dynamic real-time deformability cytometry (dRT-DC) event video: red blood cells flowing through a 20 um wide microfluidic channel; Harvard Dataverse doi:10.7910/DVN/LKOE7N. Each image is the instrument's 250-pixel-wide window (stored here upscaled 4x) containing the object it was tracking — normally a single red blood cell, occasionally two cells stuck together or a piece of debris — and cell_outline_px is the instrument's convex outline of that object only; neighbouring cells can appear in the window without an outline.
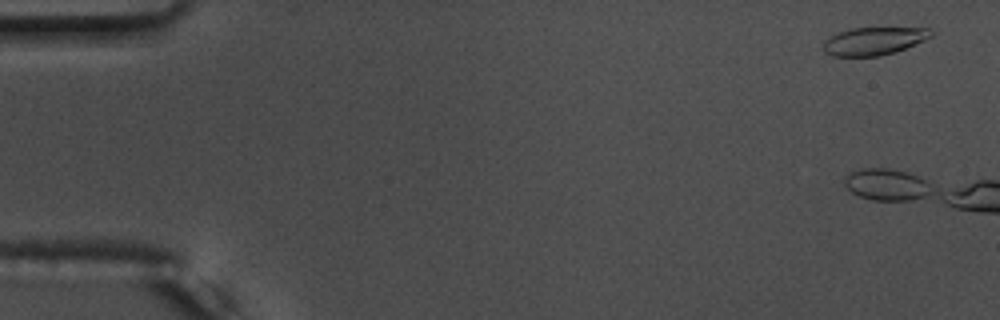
{"species": "common noctule bat (a hibernating species)", "species_latin": "Nyctalus noctula", "temperature_condition": "warm", "stored_images_in_passage": 8, "camera_frame_rate_fps": 3000, "um_per_image_px": 0.085, "animal": {"sex": "male", "body_mass_g": 17.5, "forearm_length_mm": 52.3}, "frame": {"image": 1, "passage_image": 3, "time_ms": 0.667, "image_size_px": [1000, 320], "cell_outline_px": [[932, 36], [924, 40], [904, 48], [880, 56], [832, 56], [824, 52], [824, 40], [836, 32], [852, 28], [928, 28], [932, 32]], "centroid_in_image_um": [74.22, 3.48], "position_along_channel_um": 10.8, "area_um2": 17.28}}